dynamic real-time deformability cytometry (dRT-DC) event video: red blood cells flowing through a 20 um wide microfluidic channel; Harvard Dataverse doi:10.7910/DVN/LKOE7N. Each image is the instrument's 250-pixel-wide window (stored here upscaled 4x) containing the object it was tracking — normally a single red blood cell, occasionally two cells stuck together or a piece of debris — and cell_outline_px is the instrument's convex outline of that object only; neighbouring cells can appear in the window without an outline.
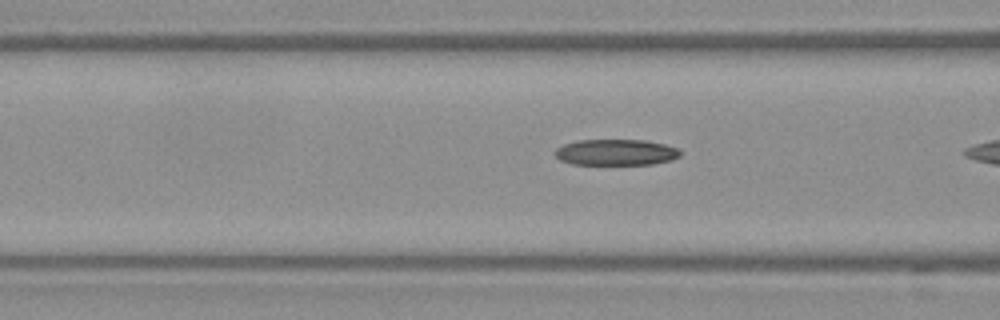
{"species": "Egyptian fruit bat (a non-hibernating species)", "species_latin": "Rousettus aegyptiacus", "temperature_condition": "warm", "stored_images_in_passage": 20, "camera_frame_rate_fps": 3000, "um_per_image_px": 0.085, "frame": {"image": 1, "passage_image": 19, "time_ms": 6.0, "image_size_px": [1000, 320], "cell_outline_px": [[680, 156], [672, 160], [652, 164], [572, 164], [560, 160], [552, 152], [556, 148], [564, 144], [576, 140], [644, 140], [664, 144], [676, 148], [680, 152]], "centroid_in_image_um": [52.31, 12.94], "position_along_channel_um": 114.3, "area_um2": 19.02}}